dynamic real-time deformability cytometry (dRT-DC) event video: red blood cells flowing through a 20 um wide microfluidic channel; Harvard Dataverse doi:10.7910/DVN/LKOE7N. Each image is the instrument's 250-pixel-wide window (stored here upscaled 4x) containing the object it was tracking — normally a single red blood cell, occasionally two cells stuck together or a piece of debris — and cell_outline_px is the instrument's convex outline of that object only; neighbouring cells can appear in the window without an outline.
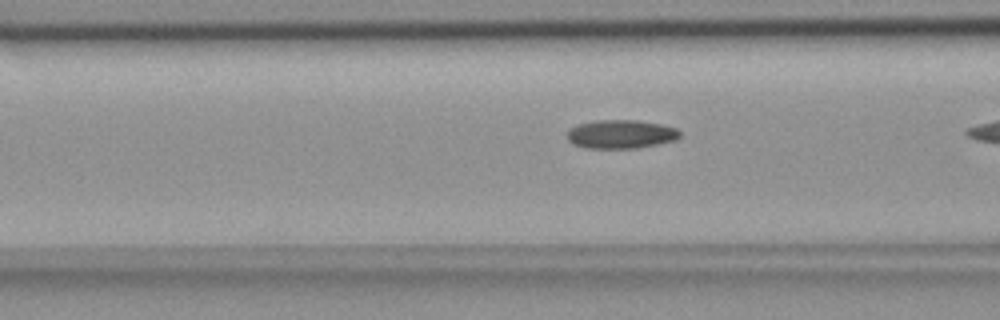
{"species": "common noctule bat (a hibernating species)", "species_latin": "Nyctalus noctula", "temperature_condition": "room temperature", "stored_images_in_passage": 7, "camera_frame_rate_fps": 3000, "um_per_image_px": 0.085, "animal": {"sex": "female", "body_mass_g": 18.4}, "frame": {"image": 1, "passage_image": 6, "time_ms": 1.667, "image_size_px": [1000, 320], "cell_outline_px": [[680, 136], [676, 140], [636, 148], [584, 148], [572, 144], [568, 140], [568, 132], [576, 124], [596, 120], [636, 120], [660, 124], [676, 128], [680, 132]], "centroid_in_image_um": [52.76, 11.4], "position_along_channel_um": 113.8, "area_um2": 18.79}}